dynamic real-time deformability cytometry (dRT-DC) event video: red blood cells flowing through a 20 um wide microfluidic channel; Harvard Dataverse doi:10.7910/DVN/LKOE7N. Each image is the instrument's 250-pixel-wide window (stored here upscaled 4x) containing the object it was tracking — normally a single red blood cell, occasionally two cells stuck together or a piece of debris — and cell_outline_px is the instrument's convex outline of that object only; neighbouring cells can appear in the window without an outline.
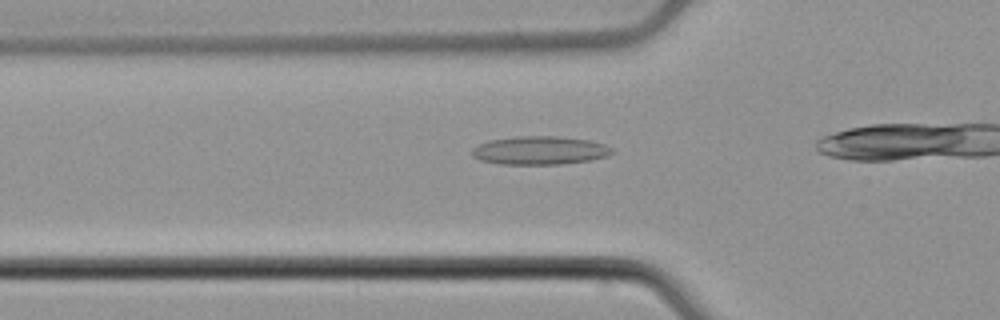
{"species": "common noctule bat (a hibernating species)", "species_latin": "Nyctalus noctula", "temperature_condition": "cold", "stored_images_in_passage": 15, "camera_frame_rate_fps": 3000, "um_per_image_px": 0.085, "animal": {"sex": "male", "body_mass_g": 21.5, "forearm_length_mm": 52.0}, "frame": {"image": 1, "passage_image": 7, "time_ms": 2.0, "image_size_px": [1000, 320], "cell_outline_px": [[616, 152], [608, 156], [592, 160], [560, 164], [500, 164], [480, 160], [472, 156], [472, 148], [488, 140], [512, 136], [556, 136], [588, 140], [604, 144], [612, 148]], "centroid_in_image_um": [45.89, 12.78], "position_along_channel_um": 79.9, "area_um2": 23.35}}
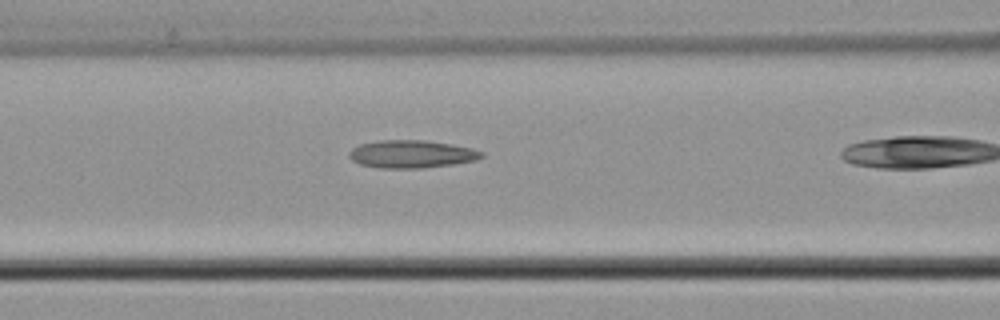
{"frame": {"image": 2, "passage_image": 11, "time_ms": 3.333, "image_size_px": [1000, 320], "cell_outline_px": [[484, 156], [476, 160], [452, 164], [420, 168], [380, 168], [360, 164], [352, 160], [348, 156], [348, 152], [352, 148], [360, 144], [376, 140], [424, 140], [452, 144], [472, 148], [484, 152]], "centroid_in_image_um": [34.97, 13.09], "position_along_channel_um": 131.6, "area_um2": 21.5}}